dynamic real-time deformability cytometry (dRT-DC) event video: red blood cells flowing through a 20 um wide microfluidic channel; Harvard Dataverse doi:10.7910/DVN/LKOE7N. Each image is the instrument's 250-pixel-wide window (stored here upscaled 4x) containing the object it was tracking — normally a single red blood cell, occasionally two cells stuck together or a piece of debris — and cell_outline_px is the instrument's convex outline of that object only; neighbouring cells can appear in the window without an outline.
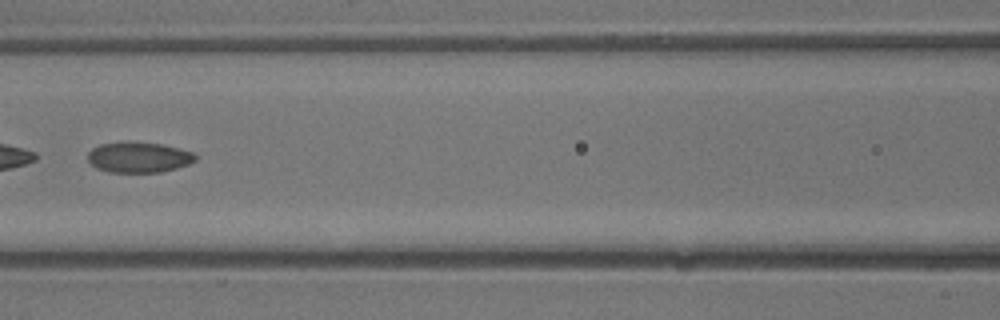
{"species": "common noctule bat (a hibernating species)", "species_latin": "Nyctalus noctula", "temperature_condition": "warm", "stored_images_in_passage": 20, "camera_frame_rate_fps": 3000, "um_per_image_px": 0.085, "animal": {"sex": "male", "body_mass_g": 13.3}, "frame": {"image": 1, "passage_image": 15, "time_ms": 4.667, "image_size_px": [1000, 320], "cell_outline_px": [[196, 160], [188, 164], [176, 168], [160, 172], [108, 172], [96, 168], [88, 160], [88, 152], [92, 148], [100, 144], [128, 140], [160, 144], [180, 148], [192, 152], [196, 156]], "centroid_in_image_um": [11.76, 13.35], "position_along_channel_um": 154.8, "area_um2": 19.36}}
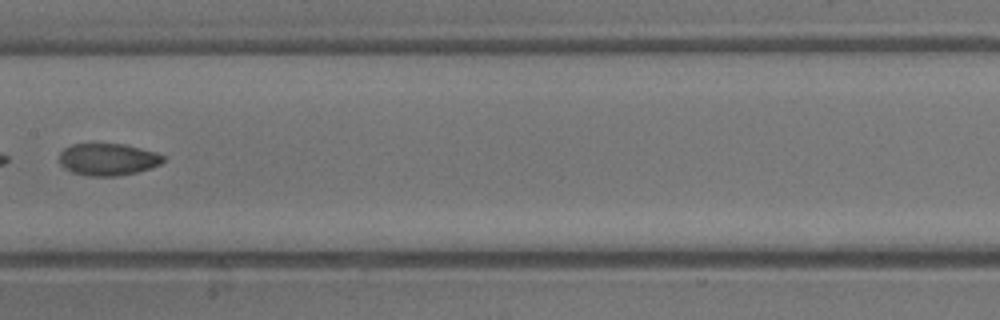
{"frame": {"image": 2, "passage_image": 17, "time_ms": 5.333, "image_size_px": [1000, 320], "cell_outline_px": [[164, 160], [160, 164], [136, 172], [116, 176], [88, 176], [72, 172], [64, 168], [60, 164], [60, 152], [64, 148], [72, 144], [124, 144], [156, 152], [164, 156]], "centroid_in_image_um": [9.15, 13.55], "position_along_channel_um": 198.3, "area_um2": 19.31}}